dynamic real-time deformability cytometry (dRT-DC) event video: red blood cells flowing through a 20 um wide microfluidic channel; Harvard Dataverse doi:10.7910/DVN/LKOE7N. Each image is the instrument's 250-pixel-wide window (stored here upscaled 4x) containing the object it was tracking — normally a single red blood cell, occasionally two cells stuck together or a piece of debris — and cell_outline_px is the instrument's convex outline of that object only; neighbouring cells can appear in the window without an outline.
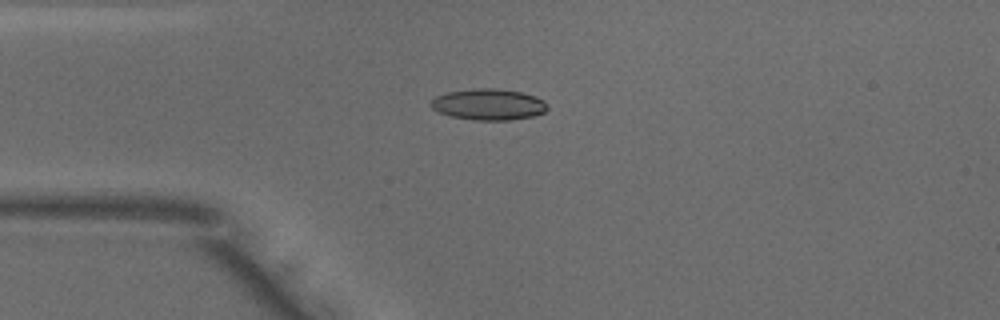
{"species": "common noctule bat (a hibernating species)", "species_latin": "Nyctalus noctula", "temperature_condition": "warm", "stored_images_in_passage": 41, "camera_frame_rate_fps": 3000, "um_per_image_px": 0.085, "animal": {"sex": "male", "body_mass_g": 18.8}, "frame": {"image": 1, "passage_image": 3, "time_ms": 0.667, "image_size_px": [1000, 320], "cell_outline_px": [[548, 108], [544, 112], [532, 116], [512, 120], [472, 120], [452, 116], [440, 112], [432, 108], [428, 104], [436, 96], [448, 92], [472, 88], [496, 88], [520, 92], [536, 96], [544, 100], [548, 104]], "centroid_in_image_um": [41.54, 8.87], "position_along_channel_um": 43.5, "area_um2": 21.27}}
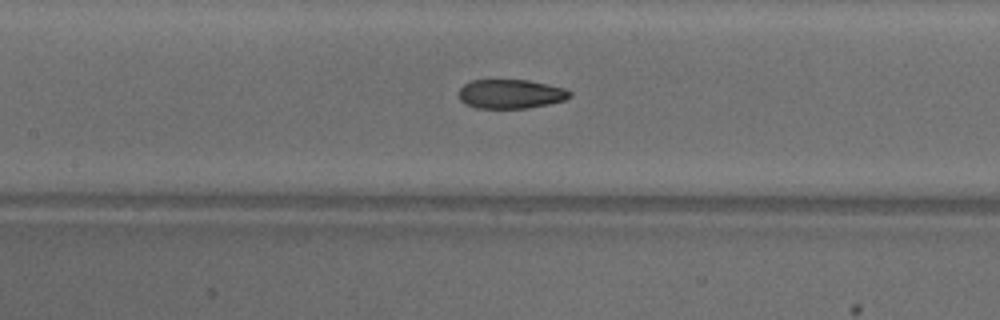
{"frame": {"image": 2, "passage_image": 13, "time_ms": 4.0, "image_size_px": [1000, 320], "cell_outline_px": [[572, 96], [564, 100], [548, 104], [528, 108], [476, 108], [464, 104], [460, 100], [460, 88], [464, 84], [472, 80], [528, 80], [548, 84], [564, 88], [572, 92]], "centroid_in_image_um": [43.41, 7.99], "position_along_channel_um": 164.0, "area_um2": 18.9}}
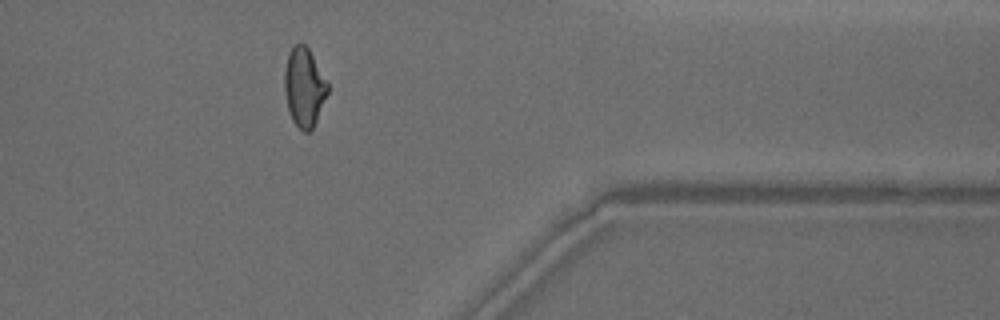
{"frame": {"image": 3, "passage_image": 31, "time_ms": 10.0, "image_size_px": [1000, 320], "cell_outline_px": [[328, 92], [316, 120], [312, 128], [308, 132], [304, 132], [292, 120], [288, 108], [284, 88], [284, 68], [288, 52], [300, 40], [308, 48], [328, 84]], "centroid_in_image_um": [25.83, 7.38], "position_along_channel_um": 385.6, "area_um2": 19.59}, "authors_computed_cell_mechanics": {"area_um2": 20.3456, "velocity_mm_per_s": 4.0255, "shape_relaxation_time_tau1_ms": 10.8066, "shape_relaxation_time_tau2_ms": 1.8576, "deformation_change_tau1": 0.2811, "deformation_change_tau2": 0.0765}}